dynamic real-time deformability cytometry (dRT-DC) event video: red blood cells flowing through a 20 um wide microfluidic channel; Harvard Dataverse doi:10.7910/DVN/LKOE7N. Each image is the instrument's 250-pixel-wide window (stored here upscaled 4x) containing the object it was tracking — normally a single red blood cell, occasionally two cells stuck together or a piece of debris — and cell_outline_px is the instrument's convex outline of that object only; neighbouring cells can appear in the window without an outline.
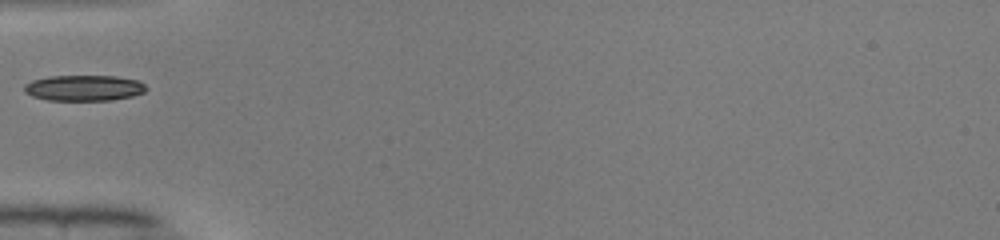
{"species": "common noctule bat (a hibernating species)", "species_latin": "Nyctalus noctula", "temperature_condition": "warm", "stored_images_in_passage": 34, "camera_frame_rate_fps": 3000, "um_per_image_px": 0.085, "animal": {"sex": "male", "body_mass_g": 19.0, "forearm_length_mm": 50.8}, "frame": {"image": 1, "passage_image": 1, "time_ms": 0.0, "image_size_px": [1000, 240], "cell_outline_px": [[148, 88], [144, 92], [132, 96], [112, 100], [48, 100], [32, 96], [24, 92], [24, 84], [32, 80], [52, 76], [116, 76], [136, 80], [144, 84]], "centroid_in_image_um": [7.13, 7.48], "position_along_channel_um": 77.9, "area_um2": 18.26}}
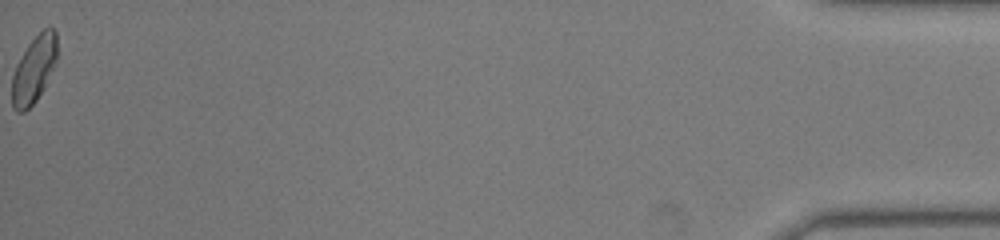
{"frame": {"image": 2, "passage_image": 34, "time_ms": 11.0, "image_size_px": [1000, 240], "cell_outline_px": [[56, 64], [44, 88], [36, 100], [24, 112], [16, 112], [12, 108], [12, 76], [16, 64], [28, 44], [44, 28], [52, 28], [56, 32]], "centroid_in_image_um": [2.87, 5.93], "position_along_channel_um": 432.3, "area_um2": 17.51}}